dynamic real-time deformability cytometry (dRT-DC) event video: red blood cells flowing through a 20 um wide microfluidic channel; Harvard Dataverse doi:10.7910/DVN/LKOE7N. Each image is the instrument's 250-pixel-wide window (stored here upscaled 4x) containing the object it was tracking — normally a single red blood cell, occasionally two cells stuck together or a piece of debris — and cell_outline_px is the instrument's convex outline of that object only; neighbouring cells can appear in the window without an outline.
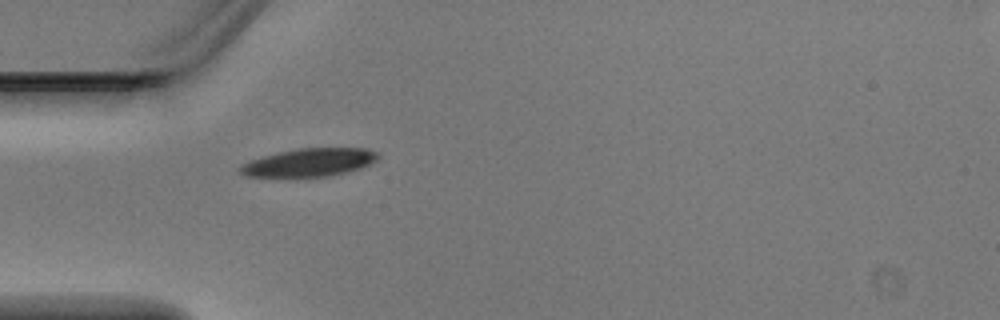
{"species": "Egyptian fruit bat (a non-hibernating species)", "species_latin": "Rousettus aegyptiacus", "temperature_condition": "warm", "stored_images_in_passage": 2, "camera_frame_rate_fps": 3000, "um_per_image_px": 0.085, "animal": {"sex": "male"}, "frame": {"image": 1, "passage_image": 2, "time_ms": 0.333, "image_size_px": [1000, 320], "cell_outline_px": [[380, 156], [376, 160], [360, 168], [328, 176], [244, 176], [240, 172], [240, 164], [264, 156], [280, 152], [300, 148], [364, 148], [376, 152]], "centroid_in_image_um": [26.29, 13.8], "position_along_channel_um": 58.7, "area_um2": 22.02}}